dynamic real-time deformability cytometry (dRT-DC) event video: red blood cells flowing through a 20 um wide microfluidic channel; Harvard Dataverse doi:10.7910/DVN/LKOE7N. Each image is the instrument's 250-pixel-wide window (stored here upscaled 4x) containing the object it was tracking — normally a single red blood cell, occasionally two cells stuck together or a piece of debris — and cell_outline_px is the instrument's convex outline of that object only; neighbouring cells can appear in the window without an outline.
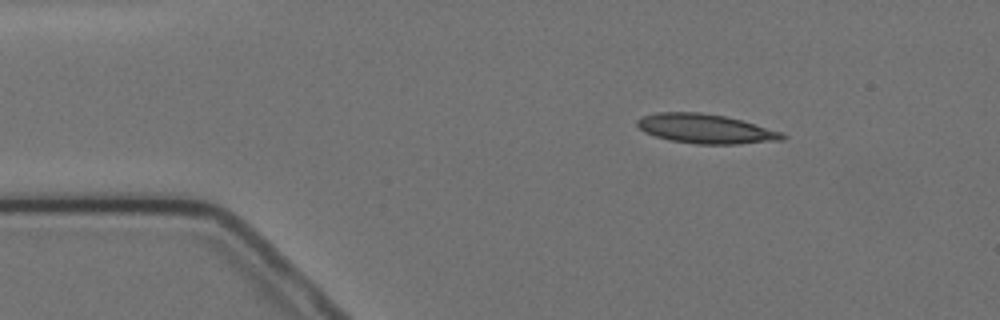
{"species": "Egyptian fruit bat (a non-hibernating species)", "species_latin": "Rousettus aegyptiacus", "temperature_condition": "cold", "stored_images_in_passage": 4, "segment_of_instrument_passage": [1, 2], "camera_frame_rate_fps": 3000, "um_per_image_px": 0.085, "animal": {"sex": "female"}, "frame": {"image": 1, "passage_image": 1, "time_ms": 0.0, "image_size_px": [1000, 320], "cell_outline_px": [[788, 136], [784, 140], [736, 144], [696, 144], [672, 140], [656, 136], [644, 132], [636, 124], [636, 120], [640, 116], [656, 112], [700, 112], [724, 116], [740, 120], [784, 132]], "centroid_in_image_um": [59.98, 10.94], "position_along_channel_um": 25.0, "area_um2": 24.91}}